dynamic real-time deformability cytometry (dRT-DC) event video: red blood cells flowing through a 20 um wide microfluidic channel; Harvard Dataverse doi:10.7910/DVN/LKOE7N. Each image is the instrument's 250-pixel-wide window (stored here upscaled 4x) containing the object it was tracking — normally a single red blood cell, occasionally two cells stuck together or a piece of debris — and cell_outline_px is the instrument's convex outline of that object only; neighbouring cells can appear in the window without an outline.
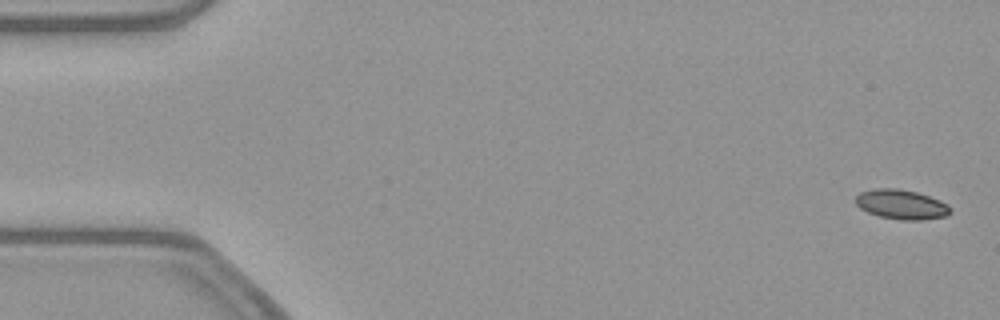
{"species": "common noctule bat (a hibernating species)", "species_latin": "Nyctalus noctula", "temperature_condition": "warm", "stored_images_in_passage": 54, "camera_frame_rate_fps": 3000, "um_per_image_px": 0.085, "animal": {"sex": "female", "body_mass_g": 21.9}, "frame": {"image": 1, "passage_image": 2, "time_ms": 0.333, "image_size_px": [1000, 320], "cell_outline_px": [[952, 212], [948, 216], [924, 220], [900, 220], [880, 216], [868, 212], [860, 208], [856, 204], [856, 196], [860, 192], [876, 188], [896, 188], [916, 192], [940, 200], [948, 204], [952, 208]], "centroid_in_image_um": [76.66, 17.38], "position_along_channel_um": 8.3, "area_um2": 16.47}}
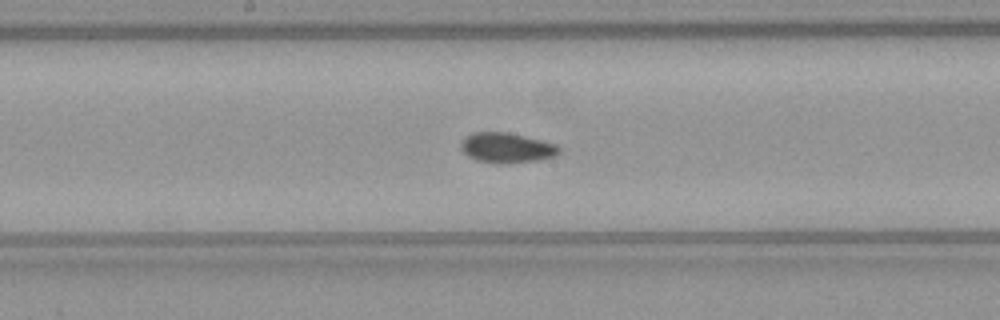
{"frame": {"image": 2, "passage_image": 28, "time_ms": 9.0, "image_size_px": [1000, 320], "cell_outline_px": [[560, 152], [556, 156], [540, 160], [504, 164], [496, 164], [476, 160], [468, 156], [460, 148], [460, 144], [464, 136], [472, 132], [504, 132], [540, 140], [556, 144], [560, 148]], "centroid_in_image_um": [43.04, 12.58], "position_along_channel_um": 205.2, "area_um2": 17.34}}
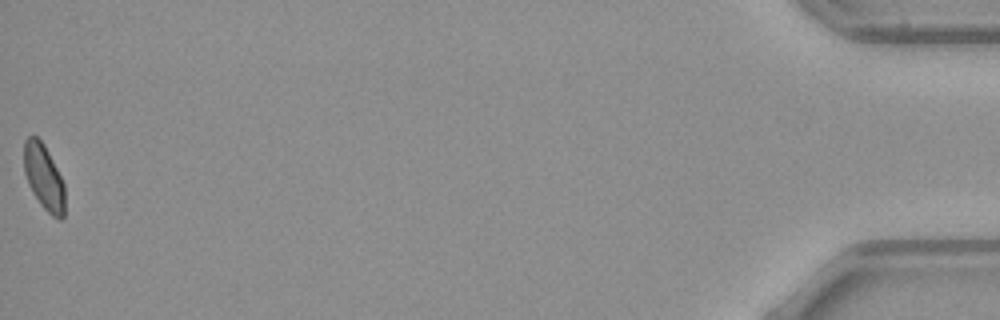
{"frame": {"image": 3, "passage_image": 54, "time_ms": 17.667, "image_size_px": [1000, 320], "cell_outline_px": [[64, 216], [60, 220], [52, 216], [40, 204], [28, 184], [24, 172], [24, 140], [28, 136], [36, 136], [44, 144], [64, 184]], "centroid_in_image_um": [3.71, 15.06], "position_along_channel_um": 431.5, "area_um2": 15.43}, "authors_computed_cell_mechanics": {"area_um2": 16.5886, "velocity_mm_per_s": 3.8521, "shape_relaxation_time_tau1_ms": null, "shape_relaxation_time_tau2_ms": 3.4004, "deformation_change_tau1": null, "deformation_change_tau2": 0.0759}}